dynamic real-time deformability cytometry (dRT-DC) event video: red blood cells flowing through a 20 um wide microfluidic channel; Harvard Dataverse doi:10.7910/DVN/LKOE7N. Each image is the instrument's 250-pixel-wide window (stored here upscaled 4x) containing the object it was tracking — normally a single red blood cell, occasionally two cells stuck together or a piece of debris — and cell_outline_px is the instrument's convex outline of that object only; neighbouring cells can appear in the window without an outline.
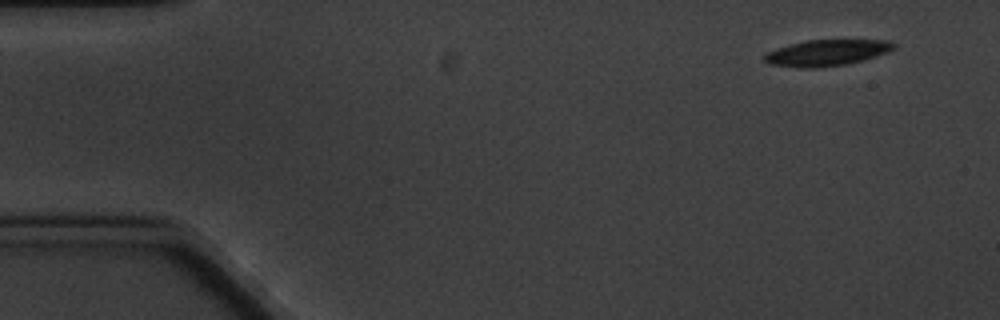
{"species": "common noctule bat (a hibernating species)", "species_latin": "Nyctalus noctula", "temperature_condition": "cold", "stored_images_in_passage": 9, "camera_frame_rate_fps": 3000, "um_per_image_px": 0.085, "animal": {"sex": "male", "body_mass_g": 20.1, "forearm_length_mm": 53.5}, "frame": {"image": 1, "passage_image": 1, "time_ms": 0.0, "image_size_px": [1000, 320], "cell_outline_px": [[896, 48], [888, 52], [864, 60], [844, 64], [816, 68], [800, 68], [768, 64], [764, 60], [764, 56], [768, 52], [776, 48], [788, 44], [804, 40], [892, 40], [896, 44]], "centroid_in_image_um": [70.28, 4.48], "position_along_channel_um": 14.7, "area_um2": 19.88}}
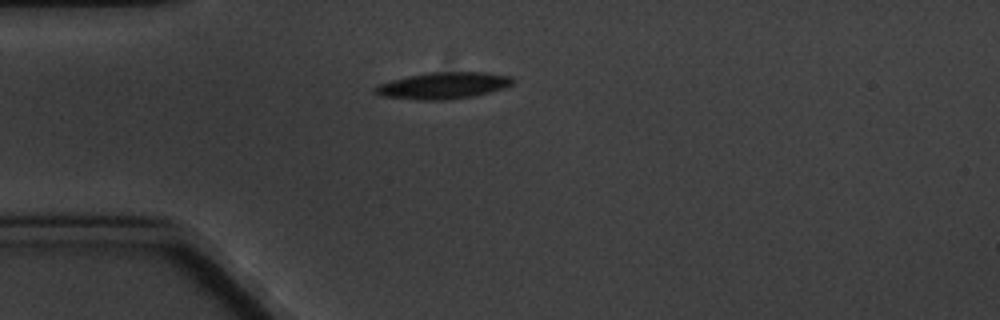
{"frame": {"image": 2, "passage_image": 4, "time_ms": 3.667, "image_size_px": [1000, 320], "cell_outline_px": [[516, 80], [512, 84], [504, 88], [476, 96], [448, 100], [416, 100], [380, 96], [372, 92], [372, 88], [376, 84], [408, 76], [428, 72], [488, 72], [512, 76]], "centroid_in_image_um": [37.66, 7.28], "position_along_channel_um": 47.3, "area_um2": 21.85}}
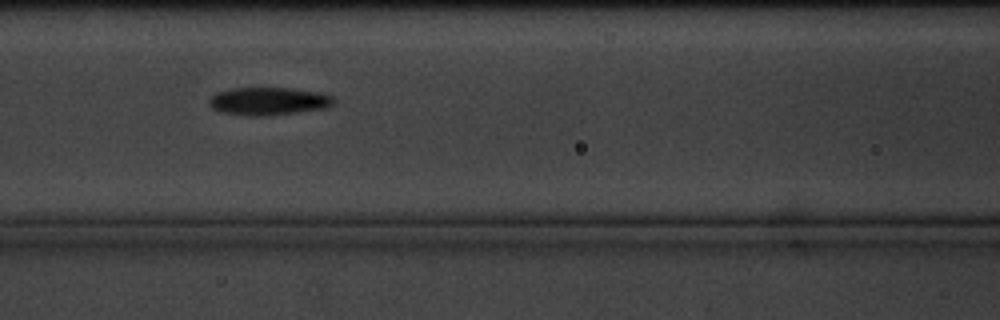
{"frame": {"image": 3, "passage_image": 7, "time_ms": 7.0, "image_size_px": [1000, 320], "cell_outline_px": [[336, 100], [328, 108], [264, 116], [252, 116], [220, 112], [212, 108], [208, 104], [208, 100], [216, 92], [232, 88], [292, 88], [320, 92], [332, 96]], "centroid_in_image_um": [22.82, 8.6], "position_along_channel_um": 143.8, "area_um2": 20.35}}